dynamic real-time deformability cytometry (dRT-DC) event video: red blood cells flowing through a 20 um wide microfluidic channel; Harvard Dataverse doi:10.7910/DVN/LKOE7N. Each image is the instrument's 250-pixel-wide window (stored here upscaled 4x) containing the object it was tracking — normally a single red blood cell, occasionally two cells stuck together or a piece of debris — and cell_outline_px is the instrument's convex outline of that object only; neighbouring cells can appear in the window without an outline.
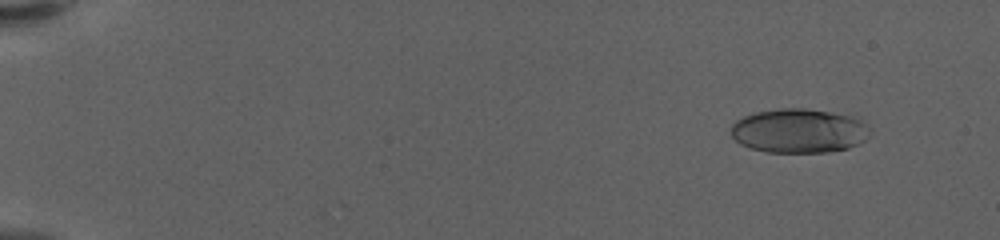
{"species": "human", "species_latin": "Homo sapiens", "temperature_condition": "warm", "stored_images_in_passage": 60, "camera_frame_rate_fps": 3000, "um_per_image_px": 0.085, "donor": {"sex": "female"}, "frame": {"image": 1, "passage_image": 6, "time_ms": 1.667, "image_size_px": [1000, 240], "cell_outline_px": [[868, 136], [864, 140], [848, 148], [828, 152], [768, 152], [748, 148], [740, 144], [732, 136], [732, 124], [736, 120], [744, 116], [756, 112], [780, 108], [804, 108], [852, 116], [860, 120], [868, 128]], "centroid_in_image_um": [67.87, 11.12], "position_along_channel_um": 17.1, "area_um2": 35.55}}
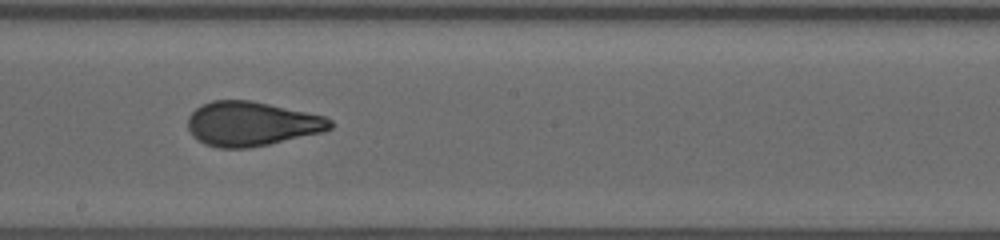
{"frame": {"image": 2, "passage_image": 36, "time_ms": 11.667, "image_size_px": [1000, 240], "cell_outline_px": [[332, 128], [324, 132], [268, 144], [248, 148], [220, 148], [204, 144], [196, 140], [192, 136], [188, 128], [188, 116], [196, 108], [212, 100], [252, 100], [324, 116], [332, 120]], "centroid_in_image_um": [21.37, 10.53], "position_along_channel_um": 226.8, "area_um2": 36.88}}
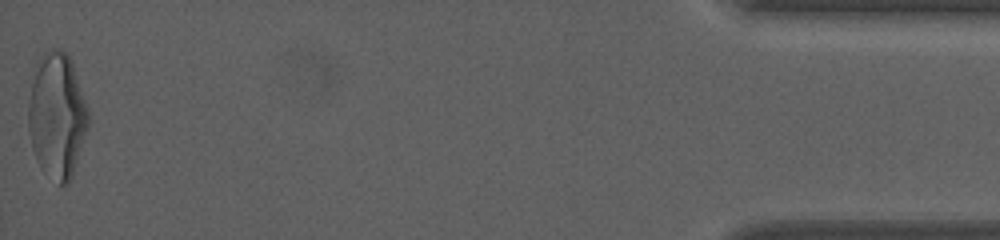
{"frame": {"image": 3, "passage_image": 60, "time_ms": 19.667, "image_size_px": [1000, 240], "cell_outline_px": [[88, 128], [72, 176], [68, 184], [60, 184], [36, 160], [32, 148], [28, 128], [28, 104], [36, 64], [48, 48], [60, 48], [68, 56], [72, 64], [88, 108]], "centroid_in_image_um": [4.84, 9.8], "position_along_channel_um": 430.4, "area_um2": 43.12}, "authors_computed_cell_mechanics": {"area_um2": 36.6452, "velocity_mm_per_s": 3.5741, "shape_relaxation_time_tau1_ms": 10.8603, "shape_relaxation_time_tau2_ms": 1.0871, "deformation_change_tau1": 0.322, "deformation_change_tau2": 0.0786}}